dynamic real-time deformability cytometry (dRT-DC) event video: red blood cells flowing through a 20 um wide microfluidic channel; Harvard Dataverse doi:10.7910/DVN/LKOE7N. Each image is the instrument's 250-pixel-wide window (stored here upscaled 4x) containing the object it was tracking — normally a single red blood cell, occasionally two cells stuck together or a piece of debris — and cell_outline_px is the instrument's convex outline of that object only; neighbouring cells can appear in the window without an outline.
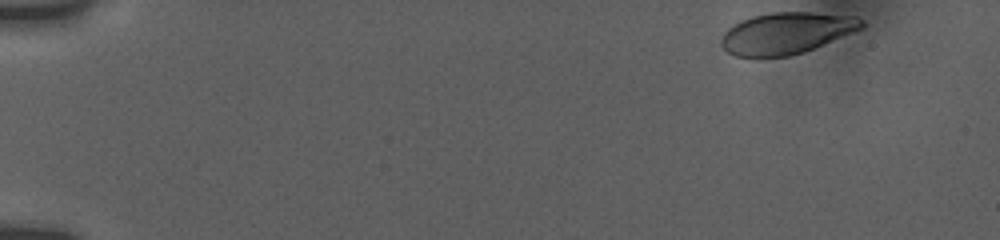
{"species": "human", "species_latin": "Homo sapiens", "temperature_condition": "room temperature", "stored_images_in_passage": 19, "camera_frame_rate_fps": 3000, "um_per_image_px": 0.085, "donor": {"sex": "female"}, "frame": {"image": 1, "passage_image": 1, "time_ms": 0.0, "image_size_px": [1000, 240], "cell_outline_px": [[864, 28], [804, 52], [788, 56], [736, 56], [728, 52], [720, 44], [720, 40], [724, 32], [732, 24], [740, 20], [752, 16], [772, 12], [812, 12], [856, 16], [864, 20]], "centroid_in_image_um": [66.85, 2.8], "position_along_channel_um": 18.1, "area_um2": 34.04}}
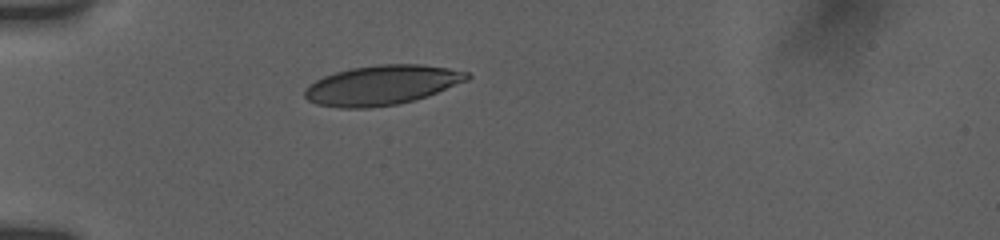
{"frame": {"image": 2, "passage_image": 15, "time_ms": 4.0, "image_size_px": [1000, 240], "cell_outline_px": [[472, 76], [468, 80], [436, 92], [412, 100], [396, 104], [368, 108], [340, 108], [316, 104], [308, 100], [304, 96], [304, 88], [308, 84], [324, 76], [336, 72], [352, 68], [380, 64], [424, 64], [448, 68], [468, 72]], "centroid_in_image_um": [32.42, 7.23], "position_along_channel_um": 52.6, "area_um2": 37.34}}